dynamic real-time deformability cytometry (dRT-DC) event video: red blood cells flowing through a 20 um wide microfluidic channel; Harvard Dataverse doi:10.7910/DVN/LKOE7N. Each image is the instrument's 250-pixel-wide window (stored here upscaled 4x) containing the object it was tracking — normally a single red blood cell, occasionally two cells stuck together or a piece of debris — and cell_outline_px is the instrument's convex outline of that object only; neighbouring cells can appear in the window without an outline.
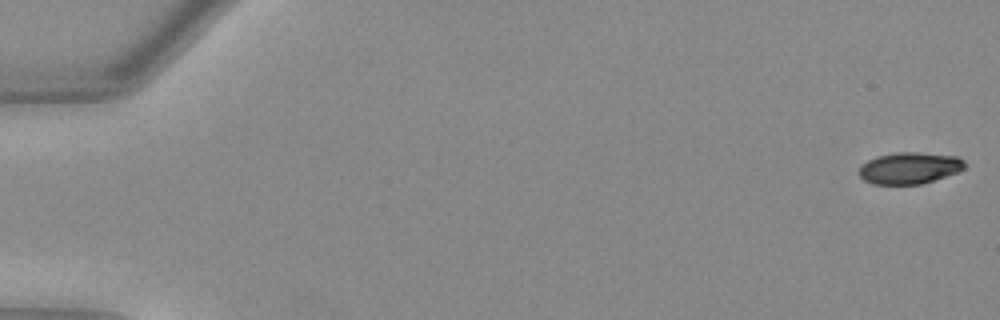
{"species": "Egyptian fruit bat (a non-hibernating species)", "species_latin": "Rousettus aegyptiacus", "temperature_condition": "warm", "stored_images_in_passage": 52, "camera_frame_rate_fps": 3000, "um_per_image_px": 0.085, "animal": {"sex": "female"}, "frame": {"image": 1, "passage_image": 1, "time_ms": 0.0, "image_size_px": [1000, 320], "cell_outline_px": [[964, 168], [956, 172], [920, 184], [872, 184], [864, 180], [860, 176], [860, 164], [876, 156], [896, 152], [916, 152], [956, 156], [964, 160]], "centroid_in_image_um": [77.26, 14.27], "position_along_channel_um": 7.7, "area_um2": 19.25}}
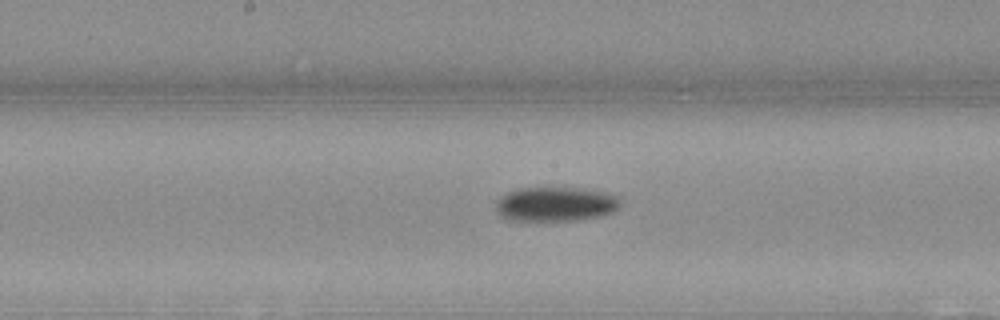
{"frame": {"image": 2, "passage_image": 28, "time_ms": 9.0, "image_size_px": [1000, 320], "cell_outline_px": [[620, 204], [612, 212], [600, 216], [576, 220], [508, 220], [496, 212], [496, 200], [500, 196], [508, 192], [520, 188], [548, 184], [552, 184], [592, 188], [616, 196]], "centroid_in_image_um": [47.19, 17.28], "position_along_channel_um": 201.0, "area_um2": 26.01}}
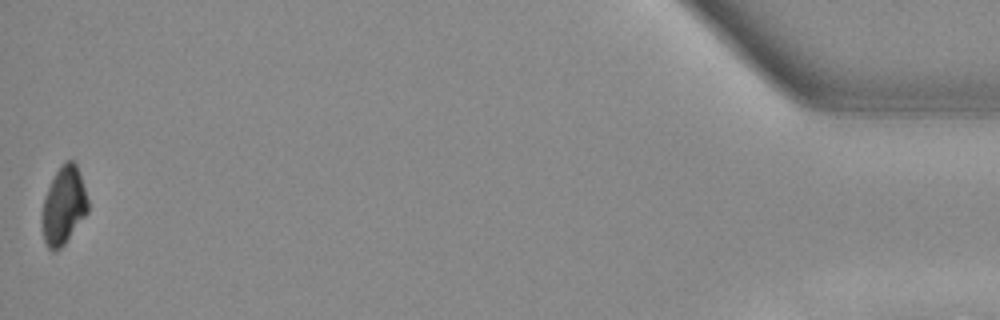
{"frame": {"image": 3, "passage_image": 52, "time_ms": 17.0, "image_size_px": [1000, 320], "cell_outline_px": [[88, 212], [64, 244], [60, 248], [52, 252], [48, 248], [44, 240], [40, 220], [44, 196], [60, 164], [64, 160], [72, 160], [76, 164], [88, 200]], "centroid_in_image_um": [5.38, 17.49], "position_along_channel_um": 429.8, "area_um2": 20.81}, "authors_computed_cell_mechanics": {"area_um2": 22.3686, "velocity_mm_per_s": 3.9956, "shape_relaxation_time_tau1_ms": 4.643, "shape_relaxation_time_tau2_ms": null, "deformation_change_tau1": 0.1648, "deformation_change_tau2": null}}